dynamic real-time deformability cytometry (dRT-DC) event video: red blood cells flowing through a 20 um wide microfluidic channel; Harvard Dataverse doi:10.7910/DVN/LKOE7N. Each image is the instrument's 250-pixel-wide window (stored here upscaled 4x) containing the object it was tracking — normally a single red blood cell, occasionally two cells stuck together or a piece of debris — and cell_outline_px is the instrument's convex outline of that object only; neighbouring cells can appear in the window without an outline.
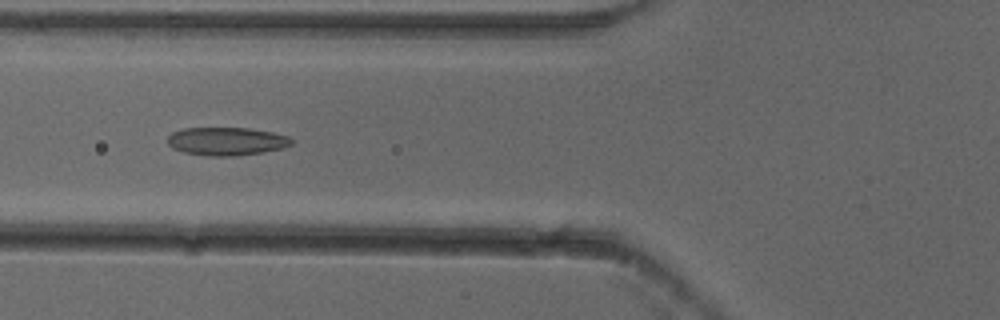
{"species": "common noctule bat (a hibernating species)", "species_latin": "Nyctalus noctula", "temperature_condition": "cold", "stored_images_in_passage": 38, "camera_frame_rate_fps": 3000, "um_per_image_px": 0.085, "animal": {"sex": "female"}, "frame": {"image": 1, "passage_image": 9, "time_ms": 2.667, "image_size_px": [1000, 320], "cell_outline_px": [[292, 144], [284, 148], [236, 156], [208, 156], [184, 152], [172, 148], [168, 144], [168, 136], [172, 132], [184, 128], [248, 128], [272, 132], [288, 136], [292, 140]], "centroid_in_image_um": [19.24, 12.01], "position_along_channel_um": 106.6, "area_um2": 20.29}}
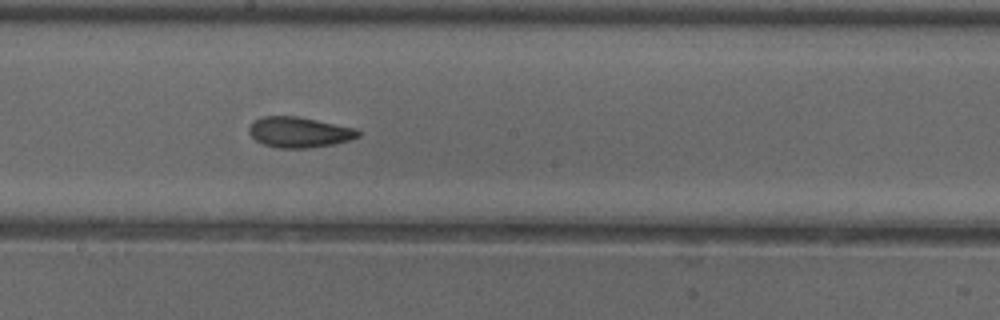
{"frame": {"image": 2, "passage_image": 18, "time_ms": 5.667, "image_size_px": [1000, 320], "cell_outline_px": [[360, 136], [348, 140], [332, 144], [308, 148], [280, 148], [264, 144], [256, 140], [248, 132], [248, 128], [252, 120], [260, 116], [296, 116], [356, 128], [360, 132]], "centroid_in_image_um": [25.39, 11.22], "position_along_channel_um": 222.8, "area_um2": 19.36}}
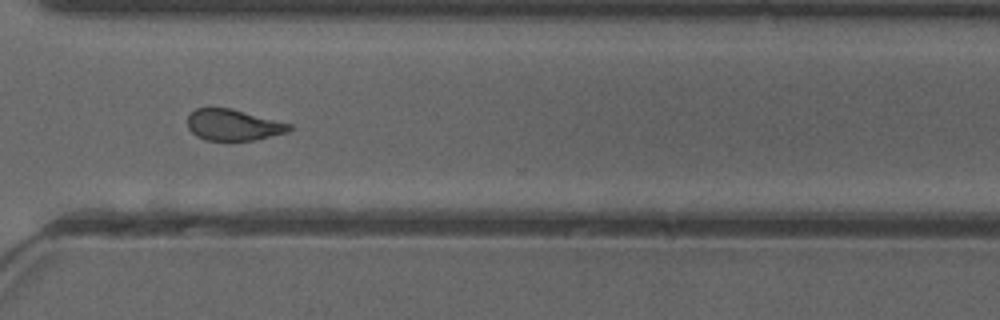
{"frame": {"image": 3, "passage_image": 28, "time_ms": 9.0, "image_size_px": [1000, 320], "cell_outline_px": [[292, 128], [288, 132], [256, 140], [204, 140], [196, 136], [188, 128], [188, 116], [196, 108], [232, 108], [292, 124]], "centroid_in_image_um": [19.84, 10.62], "position_along_channel_um": 350.8, "area_um2": 18.55}, "authors_computed_cell_mechanics": {"area_um2": 19.7098, "velocity_mm_per_s": 3.8502, "shape_relaxation_time_tau1_ms": 10.027, "shape_relaxation_time_tau2_ms": 2.3563, "deformation_change_tau1": 0.1967, "deformation_change_tau2": 0.0891}}